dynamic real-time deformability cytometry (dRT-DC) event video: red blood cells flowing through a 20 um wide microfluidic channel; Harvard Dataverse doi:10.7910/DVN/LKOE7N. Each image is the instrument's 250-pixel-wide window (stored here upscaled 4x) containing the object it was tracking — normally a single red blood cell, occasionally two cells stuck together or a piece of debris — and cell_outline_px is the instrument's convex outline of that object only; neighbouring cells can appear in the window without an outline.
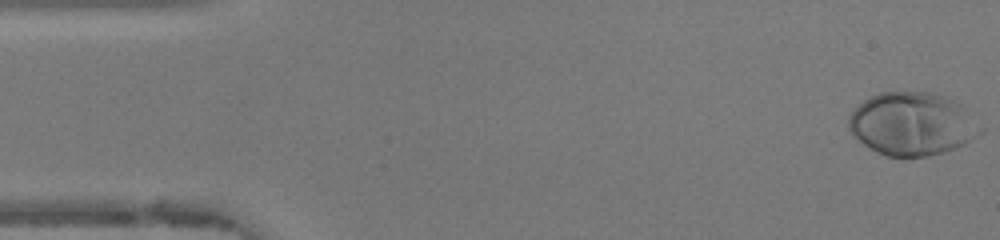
{"species": "human", "species_latin": "Homo sapiens", "temperature_condition": "warm", "stored_images_in_passage": 47, "camera_frame_rate_fps": 3000, "um_per_image_px": 0.085, "donor": {"sex": "female"}, "frame": {"image": 1, "passage_image": 1, "time_ms": 0.0, "image_size_px": [1000, 240], "cell_outline_px": [[984, 132], [964, 144], [956, 148], [944, 152], [928, 156], [884, 156], [876, 152], [864, 144], [848, 128], [848, 116], [864, 100], [880, 92], [928, 92], [944, 96], [960, 104], [984, 128]], "centroid_in_image_um": [77.56, 10.54], "position_along_channel_um": 7.4, "area_um2": 48.21}}
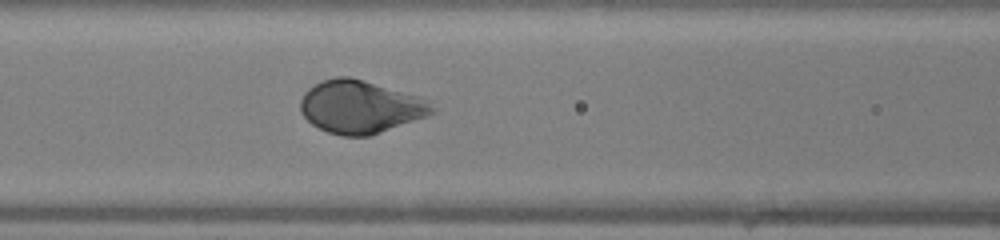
{"frame": {"image": 2, "passage_image": 19, "time_ms": 6.0, "image_size_px": [1000, 240], "cell_outline_px": [[436, 112], [428, 116], [368, 136], [340, 136], [328, 132], [312, 124], [300, 112], [300, 100], [304, 92], [308, 88], [324, 80], [336, 76], [348, 76], [364, 80], [424, 96]], "centroid_in_image_um": [30.64, 9.07], "position_along_channel_um": 136.0, "area_um2": 40.75}}
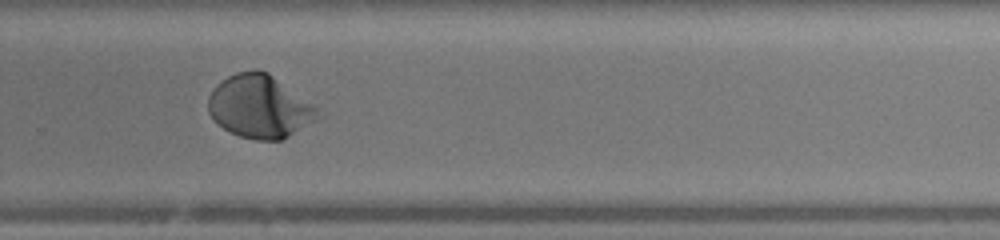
{"frame": {"image": 3, "passage_image": 31, "time_ms": 10.0, "image_size_px": [1000, 240], "cell_outline_px": [[324, 116], [284, 140], [256, 140], [240, 136], [216, 124], [208, 112], [208, 96], [216, 84], [228, 76], [236, 72], [256, 68], [260, 68], [268, 72], [316, 104], [320, 108]], "centroid_in_image_um": [22.14, 9.05], "position_along_channel_um": 307.7, "area_um2": 41.27}, "authors_computed_cell_mechanics": {"area_um2": 40.9802, "velocity_mm_per_s": 4.3112, "shape_relaxation_time_tau1_ms": 2.131, "shape_relaxation_time_tau2_ms": null, "deformation_change_tau1": 0.1716, "deformation_change_tau2": null}}